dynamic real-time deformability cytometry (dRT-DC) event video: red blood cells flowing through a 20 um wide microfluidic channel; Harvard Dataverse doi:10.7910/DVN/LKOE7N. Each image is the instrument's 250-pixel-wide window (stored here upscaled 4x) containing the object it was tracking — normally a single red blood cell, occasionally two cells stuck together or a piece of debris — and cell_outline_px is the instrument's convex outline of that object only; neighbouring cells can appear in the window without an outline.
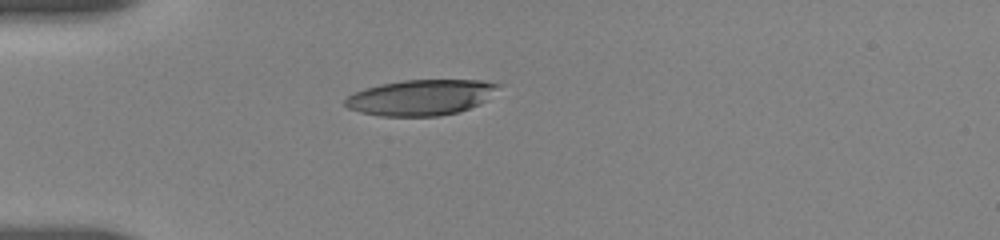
{"species": "human", "species_latin": "Homo sapiens", "temperature_condition": "room temperature", "stored_images_in_passage": 33, "camera_frame_rate_fps": 3000, "um_per_image_px": 0.085, "donor": {"sex": "female"}, "frame": {"image": 1, "passage_image": 1, "time_ms": 0.0, "image_size_px": [1000, 240], "cell_outline_px": [[504, 84], [480, 104], [460, 112], [440, 116], [380, 116], [360, 112], [348, 108], [344, 104], [344, 100], [348, 96], [364, 88], [380, 84], [404, 80], [484, 80]], "centroid_in_image_um": [35.8, 8.28], "position_along_channel_um": 49.2, "area_um2": 32.02}}
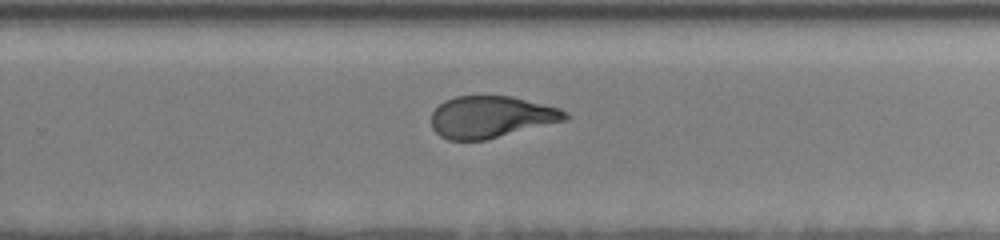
{"frame": {"image": 2, "passage_image": 15, "time_ms": 7.0, "image_size_px": [1000, 240], "cell_outline_px": [[572, 116], [568, 120], [484, 140], [448, 140], [440, 136], [432, 128], [432, 112], [444, 100], [456, 96], [512, 96], [560, 108], [568, 112]], "centroid_in_image_um": [41.78, 9.94], "position_along_channel_um": 288.0, "area_um2": 32.77}}
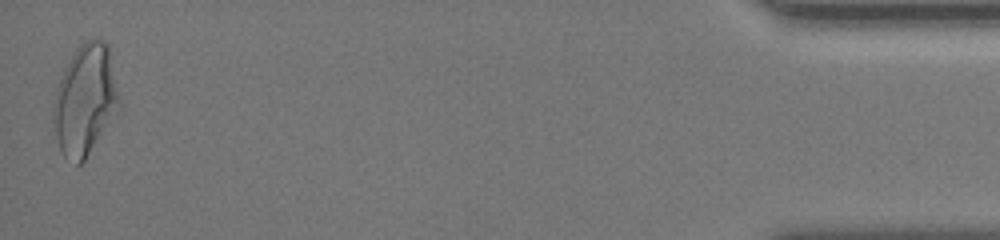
{"frame": {"image": 3, "passage_image": 33, "time_ms": 13.0, "image_size_px": [1000, 240], "cell_outline_px": [[120, 108], [84, 160], [80, 164], [76, 164], [64, 156], [60, 148], [56, 136], [52, 112], [52, 104], [64, 68], [68, 60], [76, 48], [84, 40], [104, 40], [108, 44], [120, 96]], "centroid_in_image_um": [7.25, 8.47], "position_along_channel_um": 428.0, "area_um2": 42.19}, "authors_computed_cell_mechanics": {"area_um2": 34.0442, "velocity_mm_per_s": 3.677, "shape_relaxation_time_tau1_ms": 7.3908, "shape_relaxation_time_tau2_ms": 0.9933, "deformation_change_tau1": 0.2097, "deformation_change_tau2": 0.071}}